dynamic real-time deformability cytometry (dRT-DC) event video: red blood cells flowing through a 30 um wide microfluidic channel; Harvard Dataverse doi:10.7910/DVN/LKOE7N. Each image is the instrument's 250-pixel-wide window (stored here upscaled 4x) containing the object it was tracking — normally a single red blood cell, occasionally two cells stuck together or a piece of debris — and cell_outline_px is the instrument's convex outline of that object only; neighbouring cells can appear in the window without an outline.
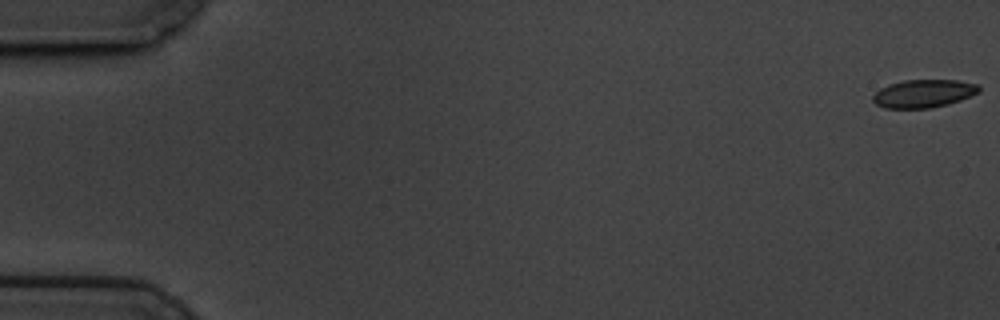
{"species": "common noctule bat (a hibernating species)", "species_latin": "Nyctalus noctula", "temperature_condition": "cold", "stored_images_in_passage": 14, "camera_frame_rate_fps": 3000, "um_per_image_px": 0.085, "animal": {"sex": "male", "body_mass_g": 19.5, "forearm_length_mm": 54.6}, "frame": {"image": 1, "passage_image": 1, "time_ms": 0.0, "image_size_px": [1000, 320], "cell_outline_px": [[980, 92], [960, 100], [948, 104], [932, 108], [884, 108], [876, 104], [872, 100], [872, 96], [880, 88], [888, 84], [904, 80], [956, 80], [980, 84]], "centroid_in_image_um": [78.51, 7.95], "position_along_channel_um": 6.5, "area_um2": 17.46}}